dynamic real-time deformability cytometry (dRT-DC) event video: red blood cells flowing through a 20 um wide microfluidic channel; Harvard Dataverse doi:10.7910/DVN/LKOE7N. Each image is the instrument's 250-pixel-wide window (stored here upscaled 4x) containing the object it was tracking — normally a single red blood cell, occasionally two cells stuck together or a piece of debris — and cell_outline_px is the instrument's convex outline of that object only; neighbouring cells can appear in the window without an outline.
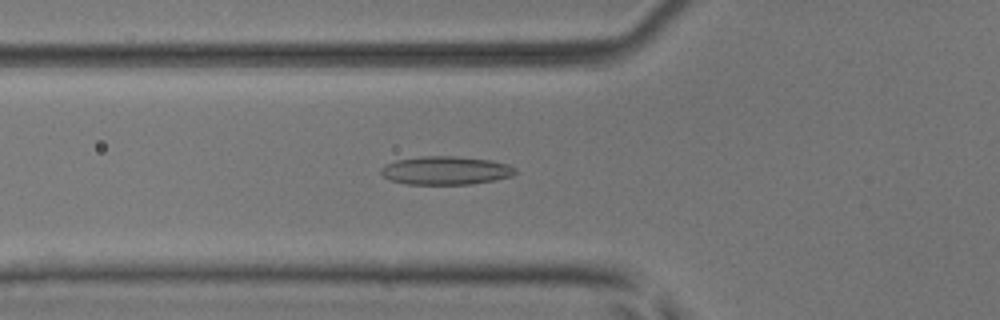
{"species": "common noctule bat (a hibernating species)", "species_latin": "Nyctalus noctula", "temperature_condition": "room temperature", "stored_images_in_passage": 53, "camera_frame_rate_fps": 3000, "um_per_image_px": 0.085, "animal": {"sex": "male", "body_mass_g": 17.9, "forearm_length_mm": 54.2}, "frame": {"image": 1, "passage_image": 19, "time_ms": 6.0, "image_size_px": [1000, 320], "cell_outline_px": [[516, 172], [512, 176], [472, 184], [408, 184], [392, 180], [384, 176], [380, 172], [380, 168], [384, 164], [396, 160], [420, 156], [456, 156], [492, 160], [508, 164], [516, 168]], "centroid_in_image_um": [37.88, 14.48], "position_along_channel_um": 87.9, "area_um2": 22.25}}
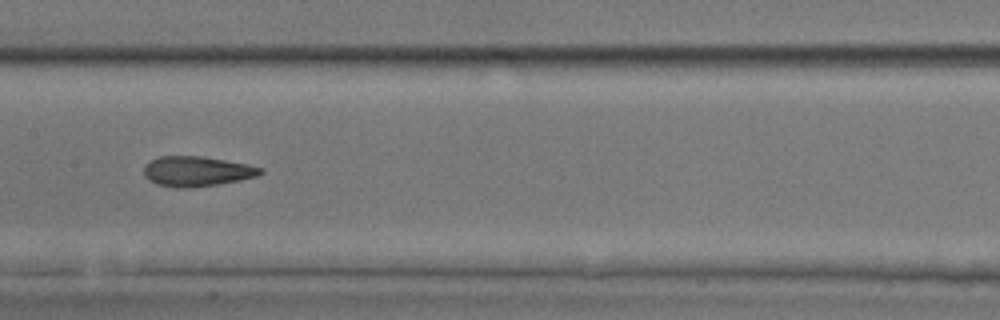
{"frame": {"image": 2, "passage_image": 27, "time_ms": 8.667, "image_size_px": [1000, 320], "cell_outline_px": [[264, 172], [256, 176], [240, 180], [192, 188], [176, 188], [156, 184], [148, 180], [144, 176], [144, 164], [160, 156], [200, 156], [248, 164], [264, 168]], "centroid_in_image_um": [16.71, 14.57], "position_along_channel_um": 190.7, "area_um2": 20.46}}
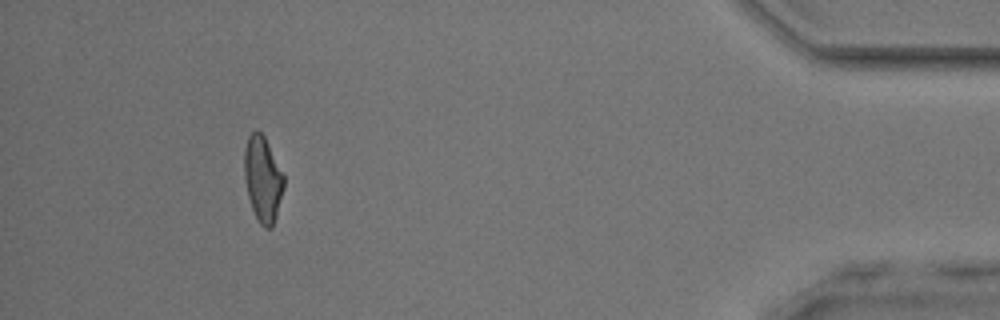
{"frame": {"image": 3, "passage_image": 49, "time_ms": 16.0, "image_size_px": [1000, 320], "cell_outline_px": [[284, 188], [276, 216], [272, 228], [264, 228], [260, 224], [252, 208], [248, 196], [244, 176], [244, 148], [248, 136], [256, 128], [264, 136], [284, 176]], "centroid_in_image_um": [22.32, 15.21], "position_along_channel_um": 412.9, "area_um2": 19.59}, "authors_computed_cell_mechanics": {"area_um2": 20.4612, "velocity_mm_per_s": 3.8423, "shape_relaxation_time_tau1_ms": 10.0143, "shape_relaxation_time_tau2_ms": 2.2183, "deformation_change_tau1": 0.2378, "deformation_change_tau2": 0.1102}}